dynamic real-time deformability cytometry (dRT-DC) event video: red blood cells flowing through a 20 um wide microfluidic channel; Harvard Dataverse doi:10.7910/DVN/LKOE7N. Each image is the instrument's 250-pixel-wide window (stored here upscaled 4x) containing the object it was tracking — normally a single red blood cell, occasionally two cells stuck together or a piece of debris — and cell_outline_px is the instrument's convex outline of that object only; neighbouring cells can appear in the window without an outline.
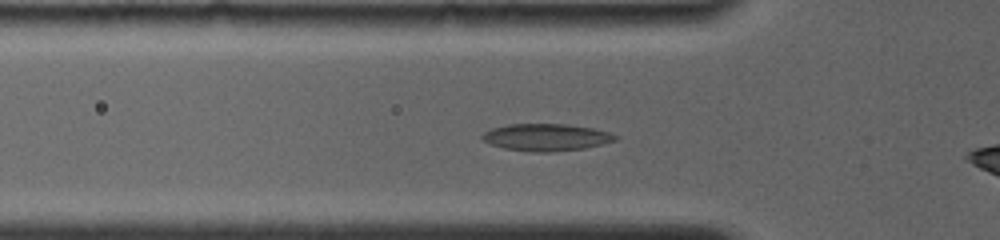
{"species": "common noctule bat (a hibernating species)", "species_latin": "Nyctalus noctula", "temperature_condition": "room temperature", "stored_images_in_passage": 11, "camera_frame_rate_fps": 4000, "um_per_image_px": 0.085, "animal": {"sex": "female", "body_mass_g": 19.0, "forearm_length_mm": 56.7}, "frame": {"image": 1, "passage_image": 7, "time_ms": 2.25, "image_size_px": [1000, 240], "cell_outline_px": [[620, 136], [616, 140], [584, 148], [552, 152], [528, 152], [504, 148], [488, 144], [480, 140], [480, 136], [484, 132], [492, 128], [508, 124], [568, 124], [592, 128], [608, 132]], "centroid_in_image_um": [46.37, 11.67], "position_along_channel_um": 79.4, "area_um2": 21.21}}
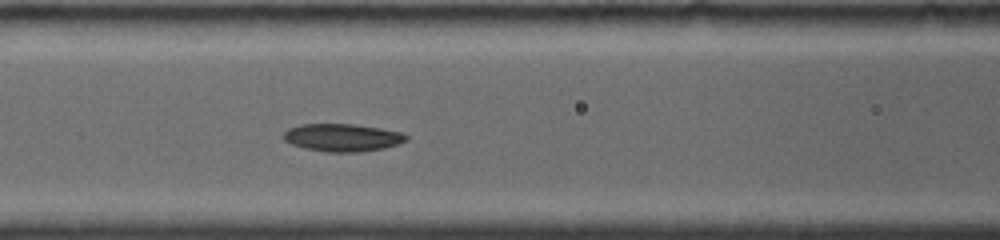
{"frame": {"image": 2, "passage_image": 10, "time_ms": 3.75, "image_size_px": [1000, 240], "cell_outline_px": [[408, 140], [384, 148], [360, 152], [324, 152], [304, 148], [292, 144], [284, 140], [280, 136], [288, 128], [300, 124], [352, 124], [380, 128], [400, 132], [408, 136]], "centroid_in_image_um": [29.05, 11.69], "position_along_channel_um": 137.5, "area_um2": 19.88}}